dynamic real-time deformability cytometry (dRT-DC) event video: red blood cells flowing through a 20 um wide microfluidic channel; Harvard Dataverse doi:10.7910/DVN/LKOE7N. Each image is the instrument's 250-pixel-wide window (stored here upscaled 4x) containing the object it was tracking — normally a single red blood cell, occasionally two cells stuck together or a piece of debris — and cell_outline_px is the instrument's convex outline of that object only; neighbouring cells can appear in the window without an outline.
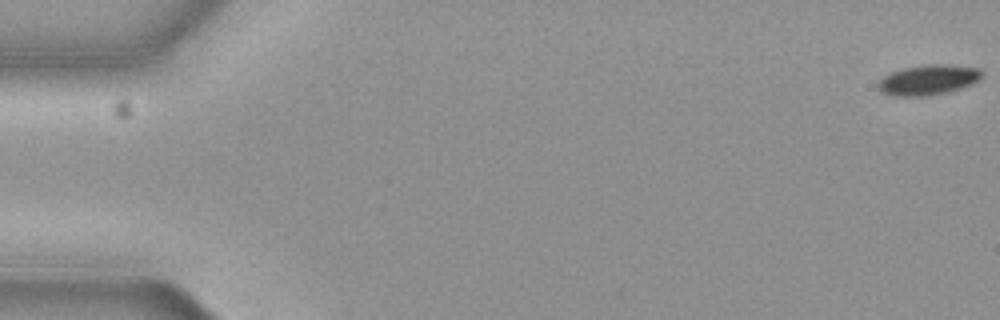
{"species": "common noctule bat (a hibernating species)", "species_latin": "Nyctalus noctula", "temperature_condition": "cold", "stored_images_in_passage": 58, "camera_frame_rate_fps": 3000, "um_per_image_px": 0.085, "animal": {"sex": "female", "body_mass_g": 19.3, "forearm_length_mm": 54.1}, "frame": {"image": 1, "passage_image": 1, "time_ms": 0.0, "image_size_px": [1000, 320], "cell_outline_px": [[980, 80], [972, 84], [948, 92], [928, 96], [892, 96], [880, 92], [876, 84], [884, 76], [892, 72], [904, 68], [924, 64], [944, 64], [980, 68]], "centroid_in_image_um": [78.87, 6.8], "position_along_channel_um": 6.1, "area_um2": 18.32}}
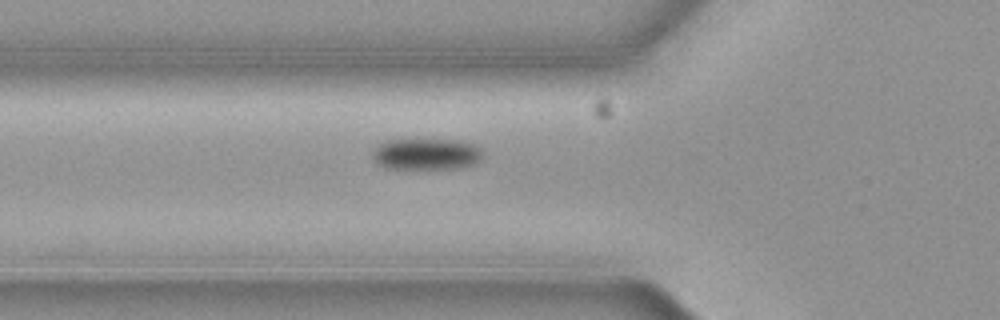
{"frame": {"image": 2, "passage_image": 21, "time_ms": 6.667, "image_size_px": [1000, 320], "cell_outline_px": [[484, 156], [476, 164], [456, 168], [384, 168], [376, 164], [372, 156], [372, 152], [380, 144], [388, 140], [460, 140], [476, 144], [484, 152]], "centroid_in_image_um": [36.29, 13.1], "position_along_channel_um": 89.5, "area_um2": 20.29}}
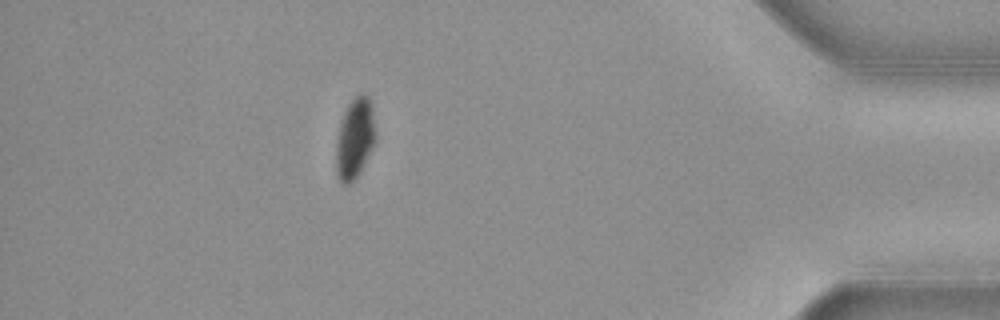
{"frame": {"image": 3, "passage_image": 51, "time_ms": 16.667, "image_size_px": [1000, 320], "cell_outline_px": [[376, 140], [360, 172], [348, 184], [344, 184], [340, 180], [336, 172], [336, 144], [340, 124], [344, 112], [348, 104], [360, 92], [364, 92], [368, 96], [372, 108], [376, 132]], "centroid_in_image_um": [30.17, 11.73], "position_along_channel_um": 405.0, "area_um2": 18.44}, "authors_computed_cell_mechanics": {"area_um2": 19.5653, "velocity_mm_per_s": 3.6614, "shape_relaxation_time_tau1_ms": 2.4837, "shape_relaxation_time_tau2_ms": null, "deformation_change_tau1": 0.0931, "deformation_change_tau2": null}}